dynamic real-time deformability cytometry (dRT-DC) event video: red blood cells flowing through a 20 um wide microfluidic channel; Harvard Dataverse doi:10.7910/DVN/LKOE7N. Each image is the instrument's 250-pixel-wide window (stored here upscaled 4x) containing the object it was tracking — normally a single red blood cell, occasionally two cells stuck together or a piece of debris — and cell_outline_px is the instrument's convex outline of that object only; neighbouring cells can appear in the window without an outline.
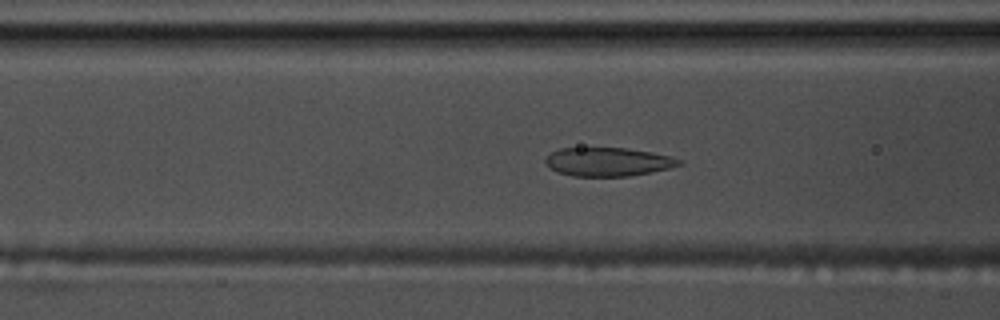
{"species": "common noctule bat (a hibernating species)", "species_latin": "Nyctalus noctula", "temperature_condition": "warm", "stored_images_in_passage": 38, "camera_frame_rate_fps": 3000, "um_per_image_px": 0.085, "animal": {"sex": "male", "body_mass_g": 17.5, "forearm_length_mm": 52.3}, "frame": {"image": 1, "passage_image": 14, "time_ms": 4.333, "image_size_px": [1000, 320], "cell_outline_px": [[684, 164], [668, 168], [628, 176], [572, 176], [548, 168], [544, 164], [544, 160], [552, 152], [560, 148], [628, 148], [652, 152], [668, 156], [680, 160]], "centroid_in_image_um": [51.64, 13.75], "position_along_channel_um": 115.0, "area_um2": 22.14}}
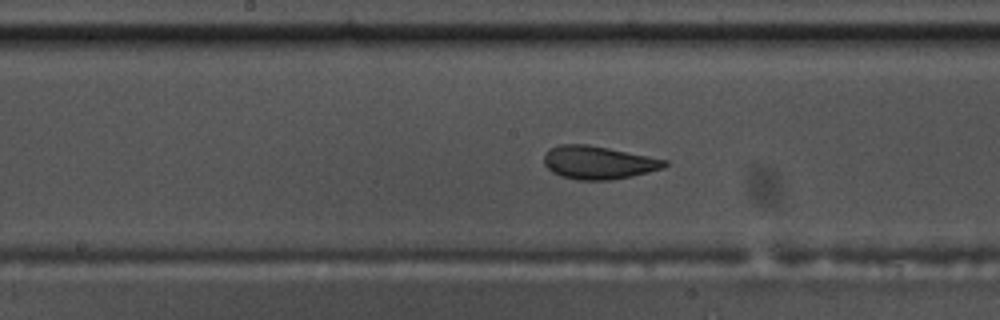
{"frame": {"image": 2, "passage_image": 21, "time_ms": 6.667, "image_size_px": [1000, 320], "cell_outline_px": [[668, 164], [664, 168], [632, 176], [612, 180], [576, 180], [560, 176], [552, 172], [544, 164], [544, 156], [548, 148], [560, 144], [588, 144], [668, 160]], "centroid_in_image_um": [50.84, 13.82], "position_along_channel_um": 197.4, "area_um2": 23.41}}
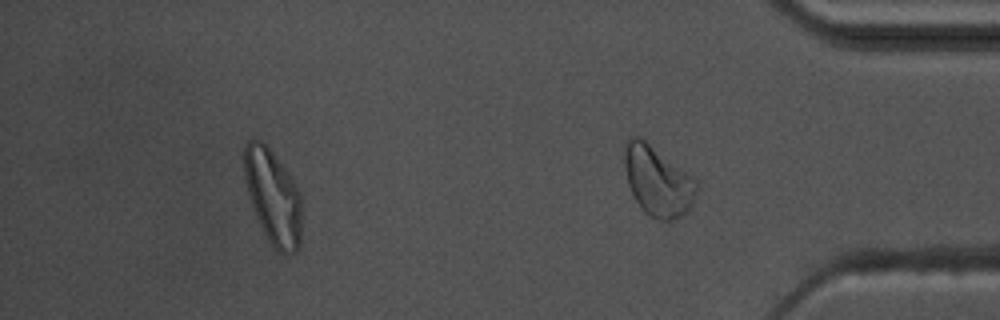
{"frame": {"image": 3, "passage_image": 37, "time_ms": 12.0, "image_size_px": [1000, 320], "cell_outline_px": [[300, 244], [296, 252], [280, 252], [272, 244], [264, 232], [256, 216], [248, 192], [244, 176], [244, 144], [248, 140], [260, 140], [272, 152], [288, 172], [300, 196]], "centroid_in_image_um": [23.18, 16.7], "position_along_channel_um": 412.0, "area_um2": 30.87}, "authors_computed_cell_mechanics": {"area_um2": 23.3223, "velocity_mm_per_s": 3.5458, "shape_relaxation_time_tau1_ms": 4.7213, "shape_relaxation_time_tau2_ms": 1.0777, "deformation_change_tau1": 0.1298, "deformation_change_tau2": 0.0602}}